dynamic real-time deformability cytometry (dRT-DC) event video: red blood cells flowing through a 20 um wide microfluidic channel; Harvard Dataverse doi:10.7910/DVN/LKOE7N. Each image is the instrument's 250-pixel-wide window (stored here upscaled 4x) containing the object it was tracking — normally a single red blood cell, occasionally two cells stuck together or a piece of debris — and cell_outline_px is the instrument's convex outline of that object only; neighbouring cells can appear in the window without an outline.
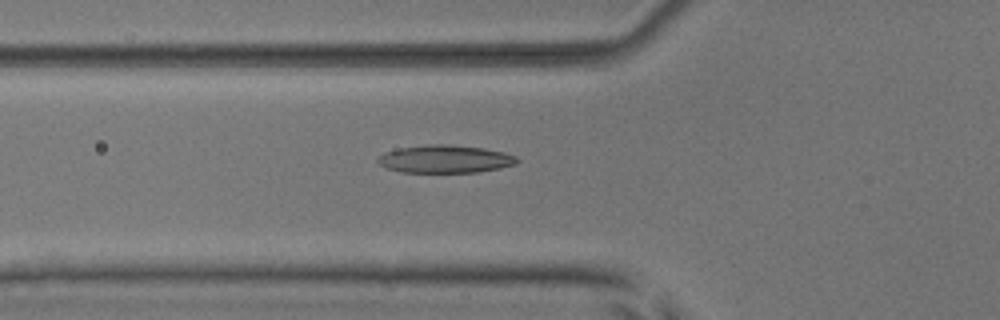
{"species": "common noctule bat (a hibernating species)", "species_latin": "Nyctalus noctula", "temperature_condition": "room temperature", "stored_images_in_passage": 52, "camera_frame_rate_fps": 3000, "um_per_image_px": 0.085, "animal": {"sex": "male", "body_mass_g": 17.9, "forearm_length_mm": 54.2}, "frame": {"image": 1, "passage_image": 19, "time_ms": 6.0, "image_size_px": [1000, 320], "cell_outline_px": [[520, 160], [516, 164], [500, 168], [480, 172], [400, 172], [388, 168], [380, 164], [376, 160], [384, 152], [400, 148], [428, 144], [444, 144], [484, 148], [504, 152], [516, 156]], "centroid_in_image_um": [37.86, 13.52], "position_along_channel_um": 87.9, "area_um2": 22.54}}
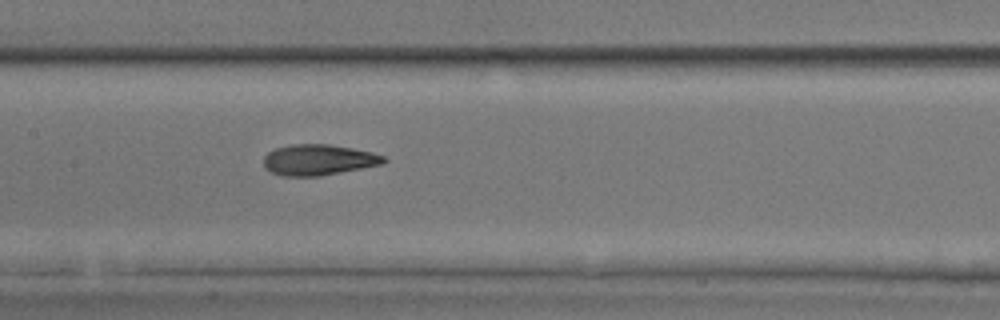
{"frame": {"image": 2, "passage_image": 26, "time_ms": 8.333, "image_size_px": [1000, 320], "cell_outline_px": [[388, 160], [384, 164], [320, 176], [280, 176], [264, 168], [264, 156], [268, 152], [276, 148], [292, 144], [328, 144], [352, 148], [372, 152], [384, 156]], "centroid_in_image_um": [27.08, 13.59], "position_along_channel_um": 180.3, "area_um2": 21.68}}
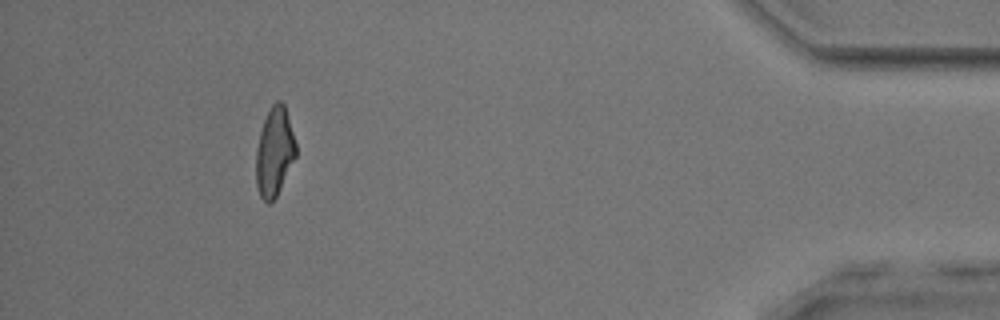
{"frame": {"image": 3, "passage_image": 48, "time_ms": 15.667, "image_size_px": [1000, 320], "cell_outline_px": [[296, 156], [276, 196], [268, 204], [260, 196], [256, 184], [256, 148], [260, 132], [264, 120], [272, 104], [276, 100], [280, 100], [284, 104], [296, 144]], "centroid_in_image_um": [23.32, 12.9], "position_along_channel_um": 411.9, "area_um2": 20.35}, "authors_computed_cell_mechanics": {"area_um2": 21.7328, "velocity_mm_per_s": 3.942, "shape_relaxation_time_tau1_ms": 5.2436, "shape_relaxation_time_tau2_ms": 2.2936, "deformation_change_tau1": 0.1651, "deformation_change_tau2": 0.1108}}